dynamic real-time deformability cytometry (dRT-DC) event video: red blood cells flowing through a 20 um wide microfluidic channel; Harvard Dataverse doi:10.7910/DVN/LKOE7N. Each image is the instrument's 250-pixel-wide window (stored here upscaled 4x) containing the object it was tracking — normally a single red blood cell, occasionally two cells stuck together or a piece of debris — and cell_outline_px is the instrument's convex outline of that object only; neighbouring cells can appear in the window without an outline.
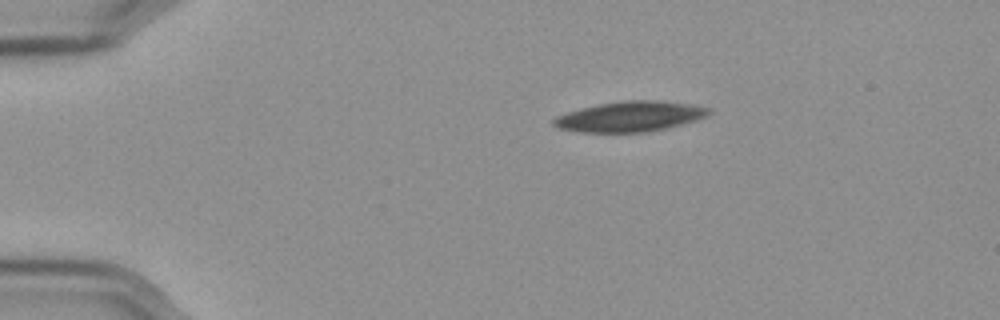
{"species": "Egyptian fruit bat (a non-hibernating species)", "species_latin": "Rousettus aegyptiacus", "temperature_condition": "cold", "stored_images_in_passage": 48, "camera_frame_rate_fps": 3000, "um_per_image_px": 0.085, "frame": {"image": 1, "passage_image": 1, "time_ms": 0.0, "image_size_px": [1000, 320], "cell_outline_px": [[712, 112], [708, 116], [696, 120], [664, 128], [644, 132], [576, 132], [560, 128], [552, 124], [552, 120], [556, 116], [580, 108], [600, 104], [624, 100], [656, 100], [688, 104], [712, 108]], "centroid_in_image_um": [53.55, 9.9], "position_along_channel_um": 31.5, "area_um2": 27.22}}
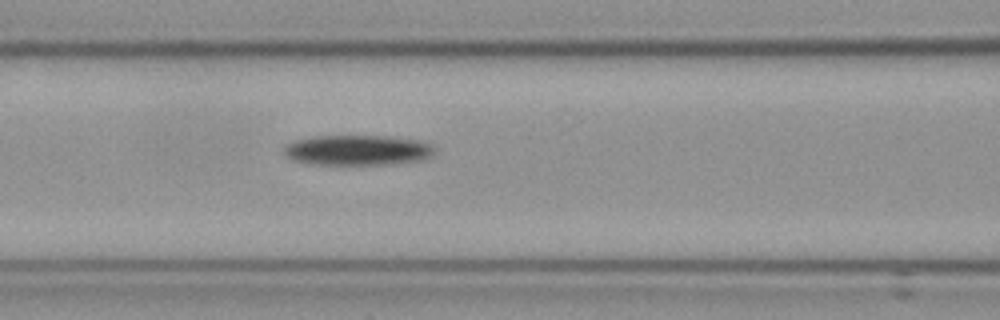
{"frame": {"image": 2, "passage_image": 15, "time_ms": 4.667, "image_size_px": [1000, 320], "cell_outline_px": [[436, 148], [432, 156], [424, 160], [384, 164], [308, 164], [284, 156], [284, 144], [292, 140], [316, 136], [388, 136], [420, 140], [432, 144]], "centroid_in_image_um": [30.4, 12.75], "position_along_channel_um": 136.2, "area_um2": 26.82}}
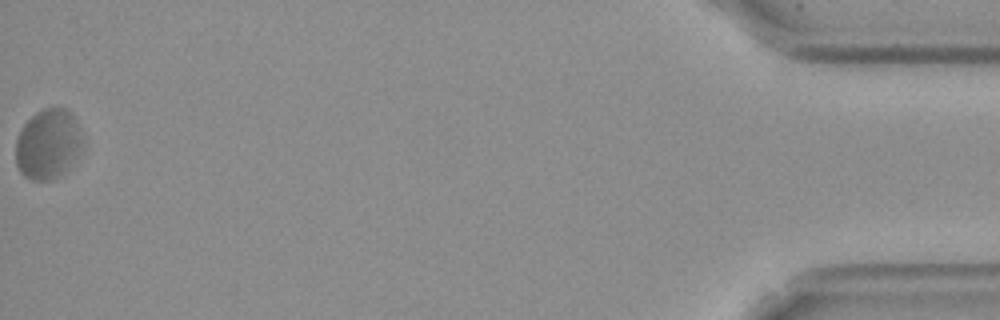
{"frame": {"image": 3, "passage_image": 48, "time_ms": 15.667, "image_size_px": [1000, 320], "cell_outline_px": [[84, 148], [56, 176], [48, 180], [32, 180], [24, 176], [20, 172], [16, 164], [16, 140], [24, 124], [36, 112], [44, 108], [64, 108], [72, 112], [80, 128], [84, 144]], "centroid_in_image_um": [4.08, 12.21], "position_along_channel_um": 431.1, "area_um2": 26.99}}